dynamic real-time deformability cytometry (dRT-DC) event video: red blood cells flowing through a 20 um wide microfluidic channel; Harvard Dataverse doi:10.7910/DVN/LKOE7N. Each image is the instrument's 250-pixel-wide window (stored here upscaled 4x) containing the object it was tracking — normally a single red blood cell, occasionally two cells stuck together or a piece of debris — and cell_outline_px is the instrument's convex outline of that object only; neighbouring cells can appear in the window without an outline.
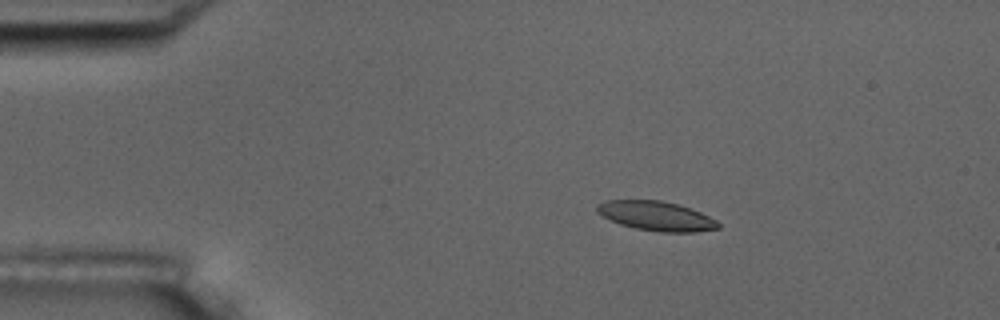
{"species": "common noctule bat (a hibernating species)", "species_latin": "Nyctalus noctula", "temperature_condition": "room temperature", "stored_images_in_passage": 5, "camera_frame_rate_fps": 3000, "um_per_image_px": 0.085, "animal": {"sex": "male", "body_mass_g": 17.5, "forearm_length_mm": 52.3}, "frame": {"image": 1, "passage_image": 3, "time_ms": 3.333, "image_size_px": [1000, 320], "cell_outline_px": [[720, 228], [696, 232], [660, 232], [636, 228], [620, 224], [596, 212], [596, 204], [604, 200], [660, 200], [676, 204], [700, 212], [716, 220], [720, 224]], "centroid_in_image_um": [55.77, 18.36], "position_along_channel_um": 29.2, "area_um2": 20.63}}